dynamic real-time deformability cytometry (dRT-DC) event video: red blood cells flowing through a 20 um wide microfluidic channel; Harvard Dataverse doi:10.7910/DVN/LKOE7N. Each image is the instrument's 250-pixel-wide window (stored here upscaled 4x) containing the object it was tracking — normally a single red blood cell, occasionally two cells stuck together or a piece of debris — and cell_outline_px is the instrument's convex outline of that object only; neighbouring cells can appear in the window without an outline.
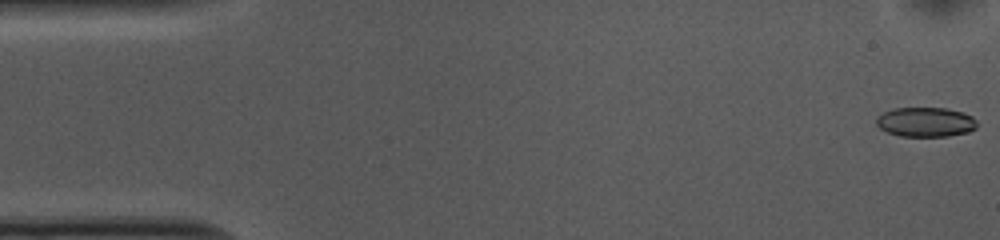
{"species": "common noctule bat (a hibernating species)", "species_latin": "Nyctalus noctula", "temperature_condition": "cold", "stored_images_in_passage": 8, "camera_frame_rate_fps": 3000, "um_per_image_px": 0.085, "animal": {"sex": "female", "body_mass_g": 10.0, "forearm_length_mm": 53.1}, "frame": {"image": 1, "passage_image": 1, "time_ms": 0.0, "image_size_px": [1000, 240], "cell_outline_px": [[976, 128], [968, 132], [948, 136], [900, 136], [888, 132], [880, 128], [876, 124], [876, 120], [884, 112], [892, 108], [944, 108], [964, 112], [972, 116], [976, 120]], "centroid_in_image_um": [78.69, 10.37], "position_along_channel_um": 6.3, "area_um2": 17.28}}